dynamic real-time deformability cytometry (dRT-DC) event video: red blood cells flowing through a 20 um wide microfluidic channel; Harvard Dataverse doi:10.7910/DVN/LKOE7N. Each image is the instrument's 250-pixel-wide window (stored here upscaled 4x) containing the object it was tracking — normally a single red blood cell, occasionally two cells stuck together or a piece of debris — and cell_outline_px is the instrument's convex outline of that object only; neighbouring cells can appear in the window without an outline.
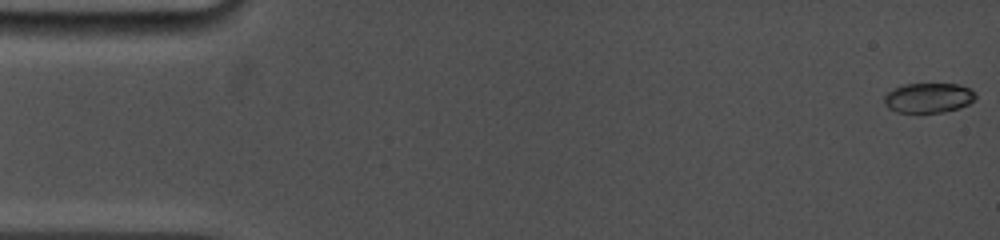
{"species": "common noctule bat (a hibernating species)", "species_latin": "Nyctalus noctula", "temperature_condition": "cold", "stored_images_in_passage": 73, "camera_frame_rate_fps": 5000, "um_per_image_px": 0.085, "animal": {"sex": "female", "body_mass_g": 19.0, "forearm_length_mm": 53.3}, "frame": {"image": 1, "passage_image": 1, "time_ms": 0.0, "image_size_px": [1000, 240], "cell_outline_px": [[976, 100], [960, 108], [944, 112], [896, 112], [888, 108], [884, 104], [884, 96], [892, 88], [904, 84], [960, 84], [976, 92]], "centroid_in_image_um": [78.93, 8.31], "position_along_channel_um": 6.1, "area_um2": 16.07}}
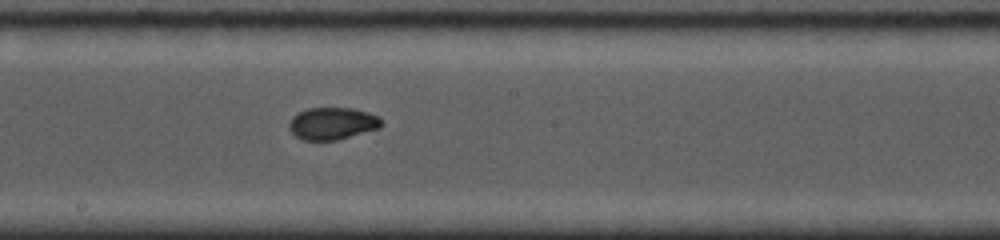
{"frame": {"image": 2, "passage_image": 44, "time_ms": 9.0, "image_size_px": [1000, 240], "cell_outline_px": [[384, 124], [380, 128], [336, 140], [300, 140], [288, 128], [288, 124], [292, 116], [308, 108], [356, 108], [380, 116], [384, 120]], "centroid_in_image_um": [28.29, 10.49], "position_along_channel_um": 219.9, "area_um2": 17.57}}
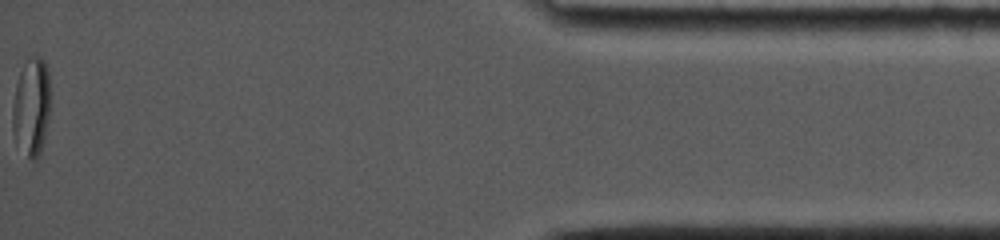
{"frame": {"image": 3, "passage_image": 73, "time_ms": 16.2, "image_size_px": [1000, 240], "cell_outline_px": [[48, 116], [44, 136], [40, 152], [36, 160], [32, 160], [28, 156], [12, 132], [12, 108], [16, 84], [20, 72], [28, 56], [40, 56], [44, 60], [48, 72]], "centroid_in_image_um": [2.65, 9.01], "position_along_channel_um": 432.6, "area_um2": 20.98}}